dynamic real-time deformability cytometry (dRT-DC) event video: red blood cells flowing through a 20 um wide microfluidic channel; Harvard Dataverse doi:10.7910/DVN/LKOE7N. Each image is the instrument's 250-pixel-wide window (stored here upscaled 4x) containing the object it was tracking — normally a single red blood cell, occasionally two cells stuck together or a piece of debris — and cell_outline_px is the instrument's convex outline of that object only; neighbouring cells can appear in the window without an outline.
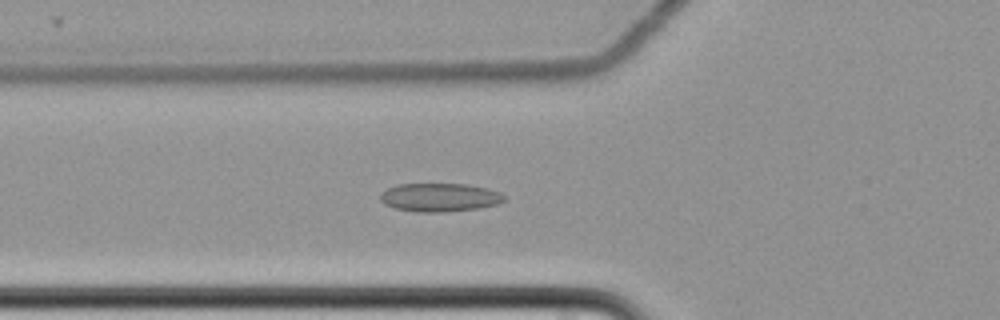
{"species": "common noctule bat (a hibernating species)", "species_latin": "Nyctalus noctula", "temperature_condition": "cold", "stored_images_in_passage": 48, "camera_frame_rate_fps": 3000, "um_per_image_px": 0.085, "animal": {"sex": "female", "body_mass_g": 22.7, "forearm_length_mm": 54.2}, "frame": {"image": 1, "passage_image": 10, "time_ms": 3.0, "image_size_px": [1000, 320], "cell_outline_px": [[504, 200], [496, 204], [476, 208], [448, 212], [420, 212], [392, 208], [384, 204], [380, 200], [380, 196], [388, 188], [400, 184], [468, 184], [500, 192], [504, 196]], "centroid_in_image_um": [37.34, 16.78], "position_along_channel_um": 88.5, "area_um2": 20.35}}
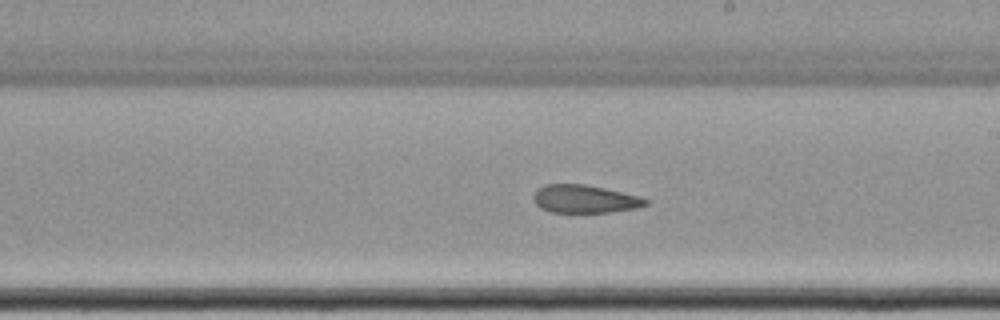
{"frame": {"image": 2, "passage_image": 23, "time_ms": 7.333, "image_size_px": [1000, 320], "cell_outline_px": [[648, 204], [636, 208], [608, 212], [552, 212], [540, 208], [532, 200], [532, 196], [536, 188], [544, 184], [584, 184], [604, 188], [640, 196], [648, 200]], "centroid_in_image_um": [49.65, 16.9], "position_along_channel_um": 239.4, "area_um2": 18.38}}
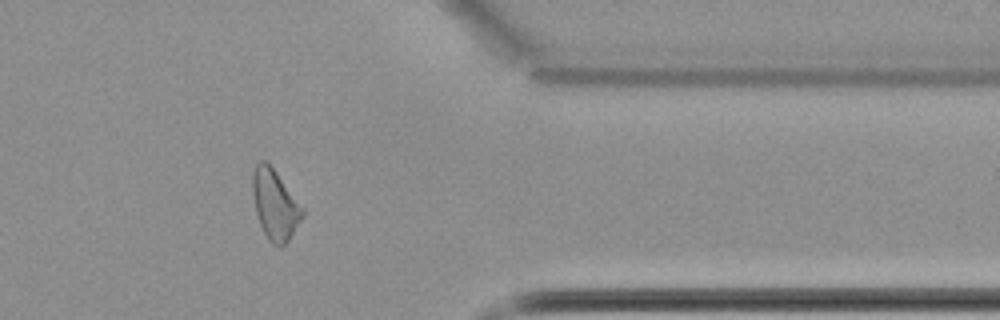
{"frame": {"image": 3, "passage_image": 37, "time_ms": 12.0, "image_size_px": [1000, 320], "cell_outline_px": [[304, 216], [288, 240], [280, 248], [272, 244], [268, 240], [260, 224], [256, 212], [252, 192], [252, 172], [256, 164], [260, 160], [264, 160], [276, 172], [304, 208]], "centroid_in_image_um": [23.37, 17.4], "position_along_channel_um": 388.0, "area_um2": 20.23}, "authors_computed_cell_mechanics": {"area_um2": 20.0855, "velocity_mm_per_s": 3.4833, "shape_relaxation_time_tau1_ms": null, "shape_relaxation_time_tau2_ms": 7.6909, "deformation_change_tau1": null, "deformation_change_tau2": 0.1551}}